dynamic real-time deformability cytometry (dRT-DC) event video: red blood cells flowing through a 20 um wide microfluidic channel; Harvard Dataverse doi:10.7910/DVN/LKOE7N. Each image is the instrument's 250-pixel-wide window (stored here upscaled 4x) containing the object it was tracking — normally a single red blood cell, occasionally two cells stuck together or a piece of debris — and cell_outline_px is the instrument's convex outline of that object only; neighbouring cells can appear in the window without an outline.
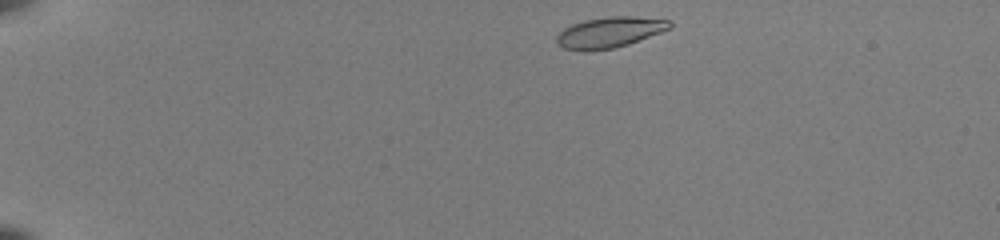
{"species": "common noctule bat (a hibernating species)", "species_latin": "Nyctalus noctula", "temperature_condition": "room temperature", "stored_images_in_passage": 43, "camera_frame_rate_fps": 3000, "um_per_image_px": 0.085, "animal": {"sex": "female", "body_mass_g": 22.0, "forearm_length_mm": 56.7}, "frame": {"image": 1, "passage_image": 1, "time_ms": 0.0, "image_size_px": [1000, 240], "cell_outline_px": [[672, 28], [628, 44], [612, 48], [584, 52], [564, 48], [556, 44], [556, 36], [564, 28], [572, 24], [584, 20], [608, 16], [632, 16], [672, 20]], "centroid_in_image_um": [51.8, 2.75], "position_along_channel_um": 33.2, "area_um2": 20.4}}
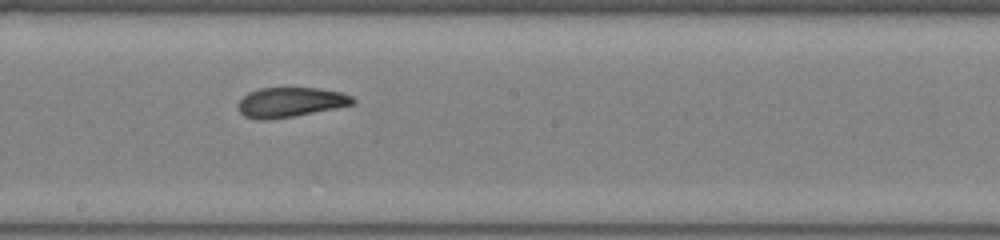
{"frame": {"image": 2, "passage_image": 22, "time_ms": 7.0, "image_size_px": [1000, 240], "cell_outline_px": [[356, 100], [352, 104], [336, 108], [292, 116], [268, 120], [256, 120], [244, 116], [236, 108], [236, 104], [248, 92], [260, 88], [320, 88], [340, 92], [352, 96]], "centroid_in_image_um": [24.63, 8.69], "position_along_channel_um": 223.6, "area_um2": 19.94}}
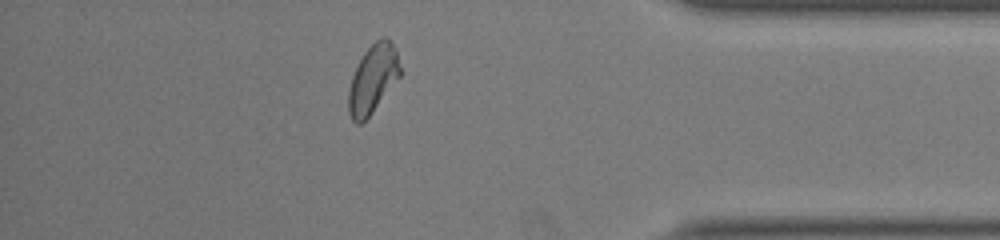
{"frame": {"image": 3, "passage_image": 37, "time_ms": 12.0, "image_size_px": [1000, 240], "cell_outline_px": [[400, 76], [368, 116], [360, 124], [356, 124], [352, 120], [348, 112], [348, 92], [352, 76], [364, 52], [376, 40], [384, 36], [388, 36], [396, 48], [400, 68]], "centroid_in_image_um": [31.69, 6.68], "position_along_channel_um": 403.5, "area_um2": 20.29}, "authors_computed_cell_mechanics": {"area_um2": 20.4034, "velocity_mm_per_s": 3.9907, "shape_relaxation_time_tau1_ms": null, "shape_relaxation_time_tau2_ms": 1.4446, "deformation_change_tau1": null, "deformation_change_tau2": 0.0673}}